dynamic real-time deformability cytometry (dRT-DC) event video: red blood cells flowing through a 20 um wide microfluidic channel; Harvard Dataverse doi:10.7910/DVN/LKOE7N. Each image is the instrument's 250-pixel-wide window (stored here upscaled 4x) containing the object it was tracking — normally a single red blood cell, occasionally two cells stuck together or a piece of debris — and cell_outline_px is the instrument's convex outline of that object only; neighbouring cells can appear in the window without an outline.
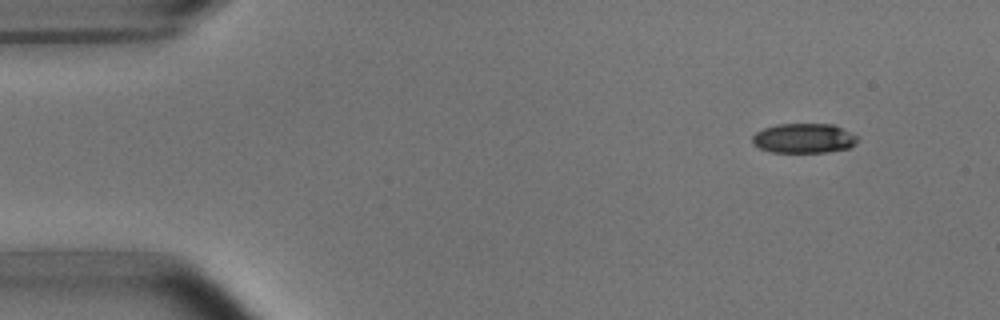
{"species": "common noctule bat (a hibernating species)", "species_latin": "Nyctalus noctula", "temperature_condition": "room temperature", "stored_images_in_passage": 3, "camera_frame_rate_fps": 3000, "um_per_image_px": 0.085, "animal": {"sex": "male", "body_mass_g": 15.6}, "frame": {"image": 1, "passage_image": 1, "time_ms": 0.0, "image_size_px": [1000, 320], "cell_outline_px": [[860, 140], [856, 144], [848, 148], [828, 152], [772, 152], [760, 148], [752, 144], [752, 136], [756, 132], [764, 128], [776, 124], [832, 124], [860, 136]], "centroid_in_image_um": [68.36, 11.75], "position_along_channel_um": 16.6, "area_um2": 18.38}}